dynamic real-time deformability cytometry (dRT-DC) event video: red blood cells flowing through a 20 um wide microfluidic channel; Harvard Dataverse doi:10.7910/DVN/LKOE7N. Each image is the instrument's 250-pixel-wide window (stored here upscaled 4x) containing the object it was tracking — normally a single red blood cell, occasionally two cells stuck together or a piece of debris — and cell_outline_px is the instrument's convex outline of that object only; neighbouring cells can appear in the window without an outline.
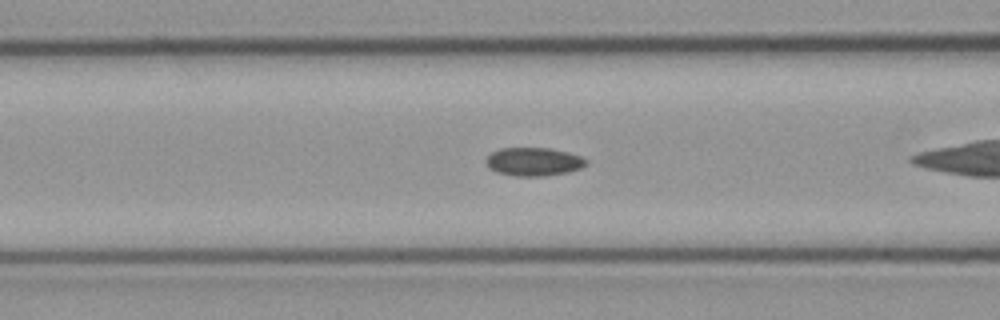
{"species": "common noctule bat (a hibernating species)", "species_latin": "Nyctalus noctula", "temperature_condition": "cold", "stored_images_in_passage": 40, "camera_frame_rate_fps": 3000, "um_per_image_px": 0.085, "animal": {"sex": "male", "body_mass_g": 23.1, "forearm_length_mm": 52.7}, "frame": {"image": 1, "passage_image": 6, "time_ms": 1.667, "image_size_px": [1000, 320], "cell_outline_px": [[588, 164], [580, 168], [568, 172], [544, 176], [516, 176], [496, 172], [488, 168], [484, 160], [492, 152], [500, 148], [548, 148], [568, 152], [580, 156], [588, 160]], "centroid_in_image_um": [45.35, 13.74], "position_along_channel_um": 121.3, "area_um2": 16.65}}
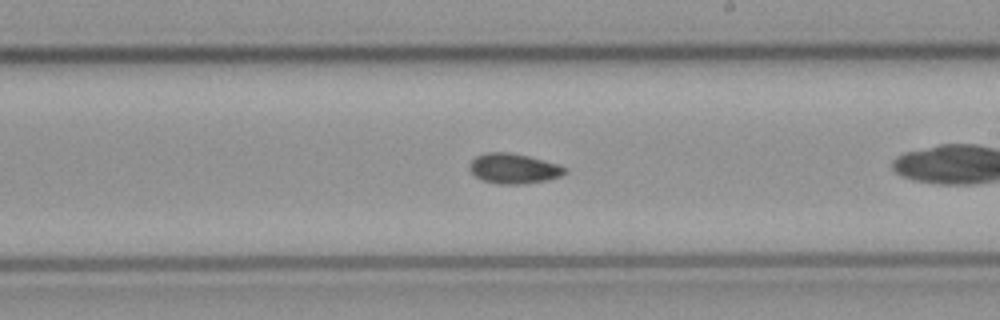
{"frame": {"image": 2, "passage_image": 16, "time_ms": 5.0, "image_size_px": [1000, 320], "cell_outline_px": [[568, 172], [560, 176], [548, 180], [520, 184], [500, 184], [484, 180], [476, 176], [468, 168], [468, 164], [476, 156], [488, 152], [508, 152], [528, 156], [560, 164], [568, 168]], "centroid_in_image_um": [43.7, 14.32], "position_along_channel_um": 245.3, "area_um2": 16.76}}
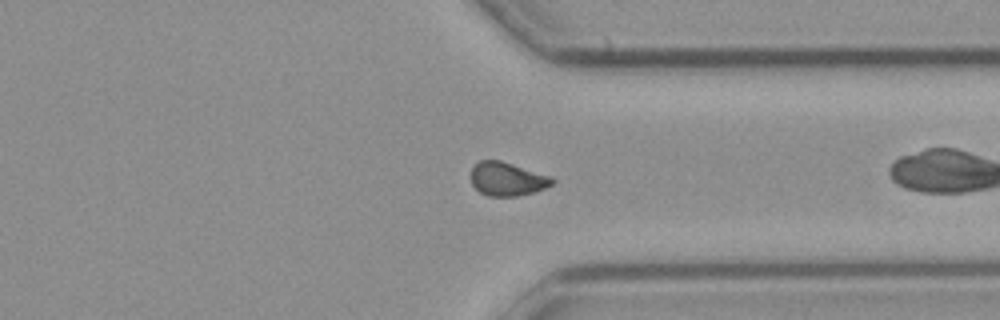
{"frame": {"image": 3, "passage_image": 26, "time_ms": 8.333, "image_size_px": [1000, 320], "cell_outline_px": [[556, 180], [552, 184], [544, 188], [532, 192], [516, 196], [488, 196], [480, 192], [472, 184], [472, 168], [480, 160], [500, 160], [552, 176]], "centroid_in_image_um": [43.13, 15.21], "position_along_channel_um": 368.3, "area_um2": 15.78}}